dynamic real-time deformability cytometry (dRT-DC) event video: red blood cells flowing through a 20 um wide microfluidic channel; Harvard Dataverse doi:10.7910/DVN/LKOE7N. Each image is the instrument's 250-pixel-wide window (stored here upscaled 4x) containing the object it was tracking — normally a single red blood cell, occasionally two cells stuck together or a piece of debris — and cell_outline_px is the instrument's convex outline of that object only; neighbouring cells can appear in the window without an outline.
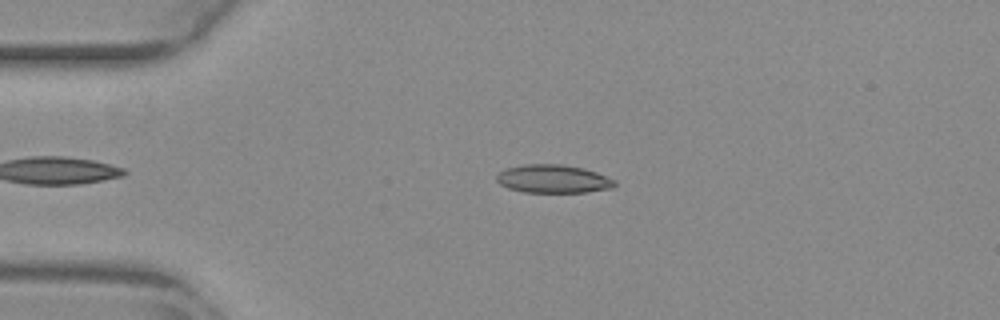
{"species": "common noctule bat (a hibernating species)", "species_latin": "Nyctalus noctula", "temperature_condition": "warm", "stored_images_in_passage": 37, "camera_frame_rate_fps": 3000, "um_per_image_px": 0.085, "animal": {"sex": "female", "body_mass_g": 29.2, "forearm_length_mm": 56.3}, "frame": {"image": 1, "passage_image": 1, "time_ms": 0.0, "image_size_px": [1000, 320], "cell_outline_px": [[616, 184], [612, 188], [588, 192], [524, 192], [508, 188], [500, 184], [496, 180], [496, 176], [500, 172], [508, 168], [524, 164], [560, 164], [584, 168], [596, 172], [616, 180]], "centroid_in_image_um": [47.04, 15.21], "position_along_channel_um": 38.0, "area_um2": 19.42}}
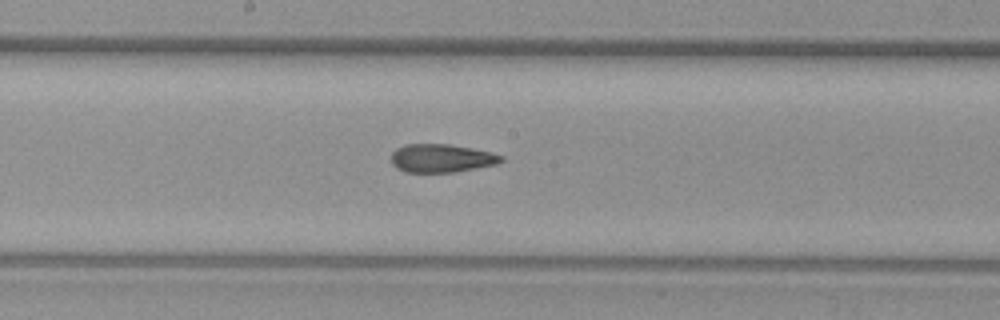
{"frame": {"image": 2, "passage_image": 17, "time_ms": 5.333, "image_size_px": [1000, 320], "cell_outline_px": [[504, 160], [496, 164], [456, 172], [404, 172], [396, 168], [392, 164], [392, 152], [396, 148], [404, 144], [448, 144], [472, 148], [492, 152], [504, 156]], "centroid_in_image_um": [37.52, 13.45], "position_along_channel_um": 210.7, "area_um2": 18.26}}
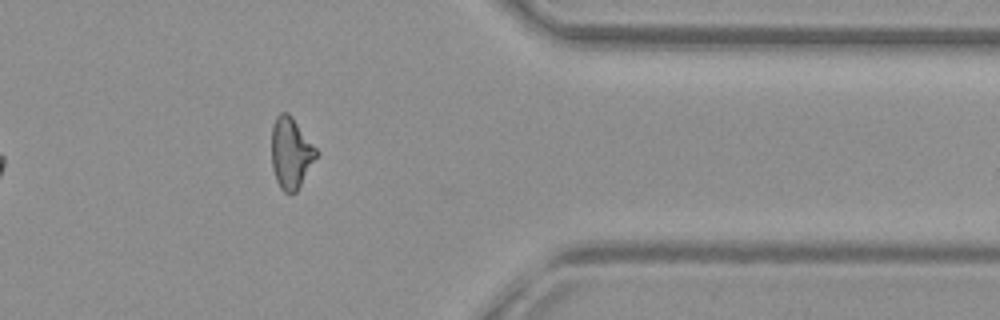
{"frame": {"image": 3, "passage_image": 32, "time_ms": 10.333, "image_size_px": [1000, 320], "cell_outline_px": [[320, 152], [296, 192], [284, 192], [280, 188], [276, 180], [272, 168], [272, 124], [276, 116], [280, 112], [288, 112], [292, 116]], "centroid_in_image_um": [24.73, 12.97], "position_along_channel_um": 386.7, "area_um2": 18.67}, "authors_computed_cell_mechanics": {"area_um2": 19.0162, "velocity_mm_per_s": 3.8656, "shape_relaxation_time_tau1_ms": null, "shape_relaxation_time_tau2_ms": 2.5791, "deformation_change_tau1": null, "deformation_change_tau2": 0.0991}}